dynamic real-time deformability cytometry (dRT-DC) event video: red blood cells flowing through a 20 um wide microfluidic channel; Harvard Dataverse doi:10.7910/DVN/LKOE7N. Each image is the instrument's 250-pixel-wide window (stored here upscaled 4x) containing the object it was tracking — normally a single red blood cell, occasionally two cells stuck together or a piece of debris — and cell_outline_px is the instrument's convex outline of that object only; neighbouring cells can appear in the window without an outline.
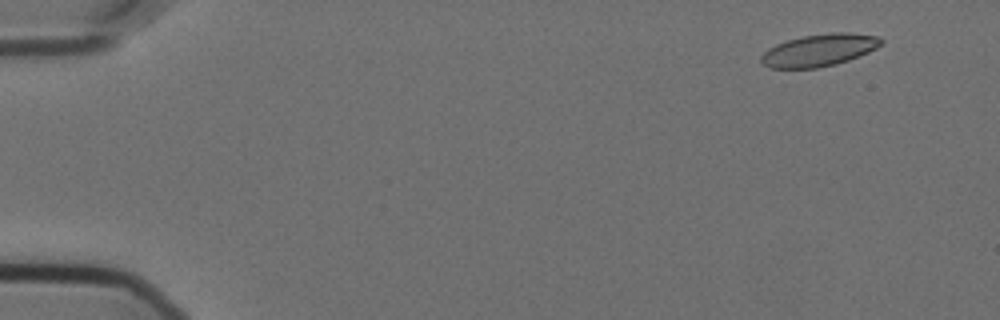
{"species": "Egyptian fruit bat (a non-hibernating species)", "species_latin": "Rousettus aegyptiacus", "temperature_condition": "cold", "stored_images_in_passage": 58, "camera_frame_rate_fps": 3000, "um_per_image_px": 0.085, "animal": {"sex": "female"}, "frame": {"image": 1, "passage_image": 5, "time_ms": 1.333, "image_size_px": [1000, 320], "cell_outline_px": [[884, 44], [868, 52], [848, 60], [836, 64], [816, 68], [768, 68], [760, 60], [760, 56], [768, 48], [776, 44], [788, 40], [804, 36], [828, 32], [848, 32], [880, 36], [884, 40]], "centroid_in_image_um": [69.66, 4.25], "position_along_channel_um": 15.3, "area_um2": 22.66}}
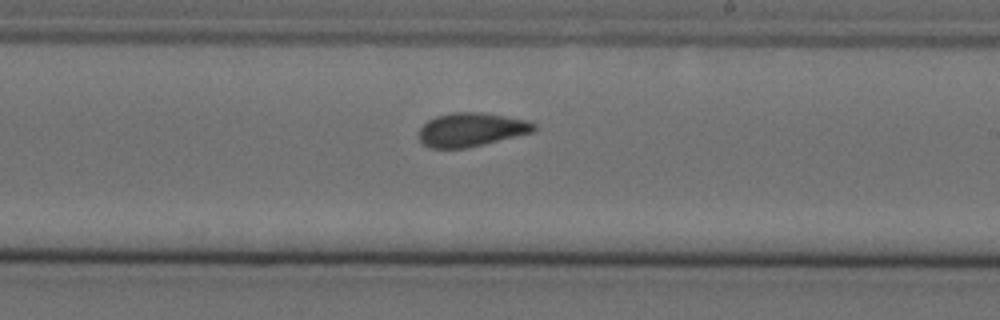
{"frame": {"image": 2, "passage_image": 35, "time_ms": 11.333, "image_size_px": [1000, 320], "cell_outline_px": [[536, 132], [468, 148], [428, 148], [420, 144], [416, 136], [420, 128], [428, 120], [436, 116], [452, 112], [480, 112], [528, 120], [536, 124]], "centroid_in_image_um": [40.03, 11.03], "position_along_channel_um": 249.0, "area_um2": 23.12}}
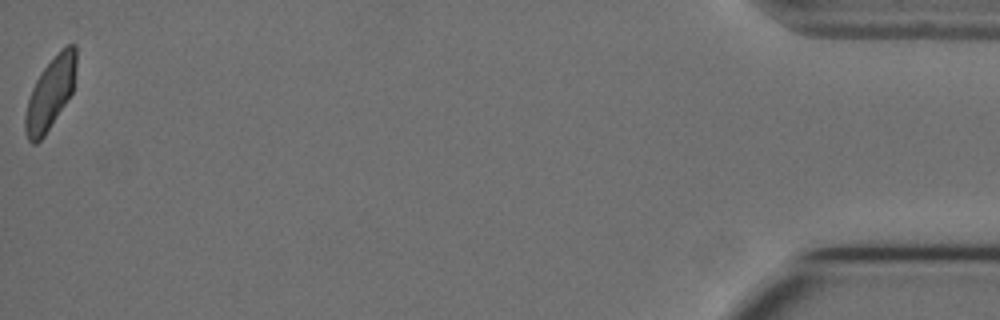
{"frame": {"image": 3, "passage_image": 58, "time_ms": 19.0, "image_size_px": [1000, 320], "cell_outline_px": [[76, 68], [72, 92], [68, 100], [44, 136], [36, 144], [32, 144], [28, 140], [24, 132], [24, 116], [28, 100], [32, 88], [40, 72], [68, 44], [76, 44]], "centroid_in_image_um": [4.26, 7.99], "position_along_channel_um": 430.9, "area_um2": 21.1}, "authors_computed_cell_mechanics": {"area_um2": 22.6287, "velocity_mm_per_s": 3.5552, "shape_relaxation_time_tau1_ms": null, "shape_relaxation_time_tau2_ms": 1.7162, "deformation_change_tau1": null, "deformation_change_tau2": 0.063}}